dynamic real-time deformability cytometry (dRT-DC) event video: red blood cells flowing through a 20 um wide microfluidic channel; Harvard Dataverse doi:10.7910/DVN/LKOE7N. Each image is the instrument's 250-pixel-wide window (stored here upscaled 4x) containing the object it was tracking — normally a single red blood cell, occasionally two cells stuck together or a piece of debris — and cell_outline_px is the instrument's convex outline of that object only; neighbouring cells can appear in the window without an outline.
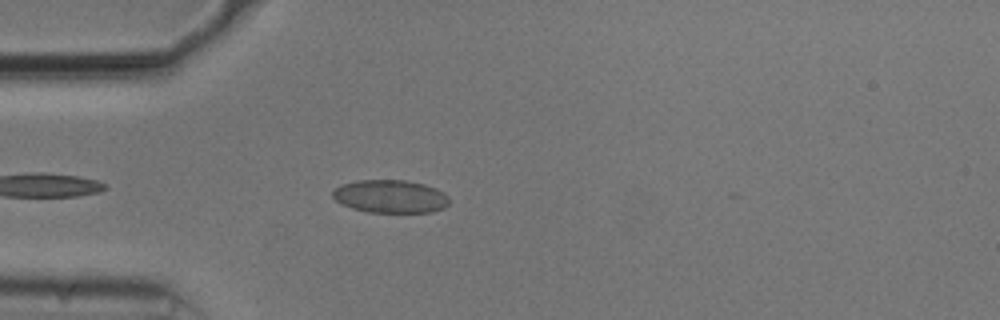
{"species": "common noctule bat (a hibernating species)", "species_latin": "Nyctalus noctula", "temperature_condition": "cold", "stored_images_in_passage": 25, "camera_frame_rate_fps": 3000, "um_per_image_px": 0.085, "animal": {"sex": "male", "body_mass_g": 20.5, "forearm_length_mm": 52.5}, "frame": {"image": 1, "passage_image": 1, "time_ms": 0.0, "image_size_px": [1000, 320], "cell_outline_px": [[448, 204], [444, 208], [432, 212], [368, 212], [352, 208], [336, 200], [332, 196], [332, 192], [340, 184], [356, 180], [404, 180], [424, 184], [436, 188], [444, 192], [448, 196]], "centroid_in_image_um": [33.19, 16.69], "position_along_channel_um": 51.8, "area_um2": 22.43}}
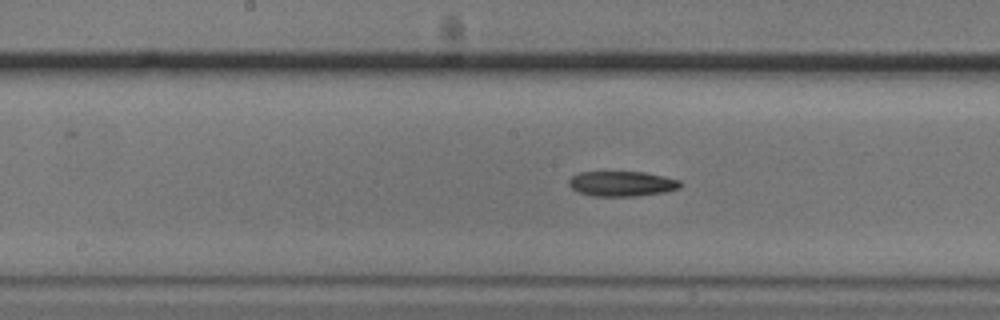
{"frame": {"image": 2, "passage_image": 10, "time_ms": 3.0, "image_size_px": [1000, 320], "cell_outline_px": [[684, 184], [680, 188], [664, 192], [636, 196], [592, 196], [576, 192], [568, 184], [568, 180], [572, 176], [580, 172], [644, 172], [664, 176], [680, 180]], "centroid_in_image_um": [52.87, 15.62], "position_along_channel_um": 195.3, "area_um2": 16.47}}
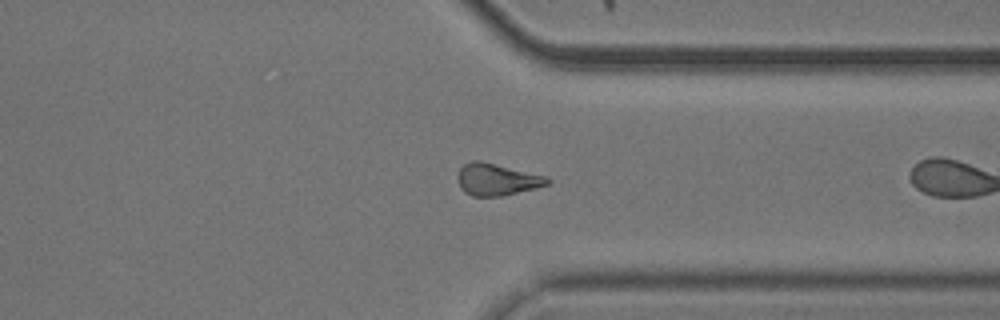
{"frame": {"image": 3, "passage_image": 24, "time_ms": 7.667, "image_size_px": [1000, 320], "cell_outline_px": [[552, 180], [548, 184], [536, 188], [504, 196], [472, 196], [464, 192], [460, 188], [456, 176], [460, 168], [464, 164], [472, 160], [480, 160], [548, 176]], "centroid_in_image_um": [42.23, 15.25], "position_along_channel_um": 369.2, "area_um2": 16.99}}